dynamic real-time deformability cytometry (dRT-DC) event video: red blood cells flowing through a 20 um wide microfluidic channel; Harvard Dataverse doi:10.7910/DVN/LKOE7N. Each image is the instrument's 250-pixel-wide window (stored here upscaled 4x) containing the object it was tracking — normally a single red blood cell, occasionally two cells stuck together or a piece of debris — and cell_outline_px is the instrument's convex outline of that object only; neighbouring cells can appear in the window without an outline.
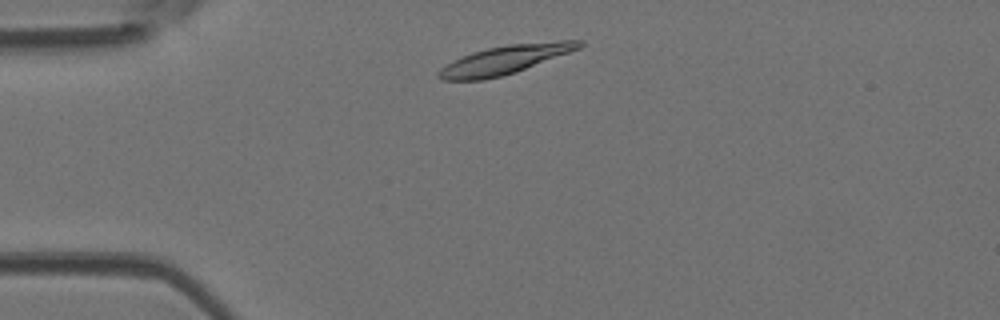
{"species": "Egyptian fruit bat (a non-hibernating species)", "species_latin": "Rousettus aegyptiacus", "temperature_condition": "room temperature", "stored_images_in_passage": 40, "camera_frame_rate_fps": 3000, "um_per_image_px": 0.085, "animal": {"sex": "female"}, "frame": {"image": 1, "passage_image": 2, "time_ms": 0.333, "image_size_px": [1000, 320], "cell_outline_px": [[584, 44], [580, 48], [516, 72], [504, 76], [484, 80], [444, 80], [436, 76], [436, 72], [440, 68], [452, 60], [472, 52], [488, 48], [508, 44], [560, 40], [584, 40]], "centroid_in_image_um": [42.9, 5.08], "position_along_channel_um": 42.1, "area_um2": 23.58}}
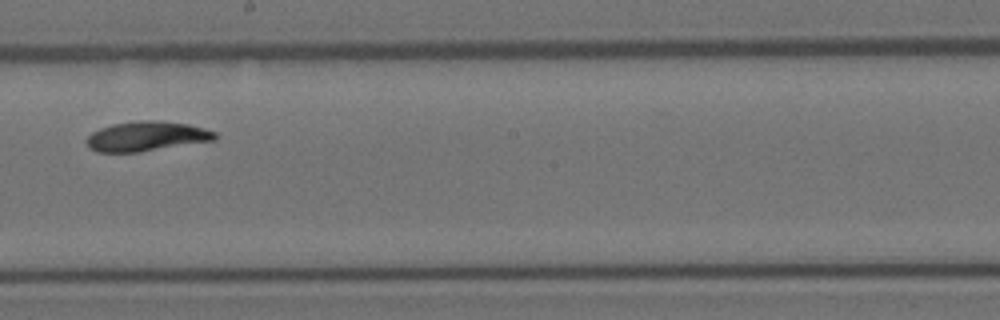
{"frame": {"image": 2, "passage_image": 18, "time_ms": 5.667, "image_size_px": [1000, 320], "cell_outline_px": [[216, 140], [136, 152], [96, 152], [88, 148], [84, 140], [92, 132], [100, 128], [112, 124], [140, 120], [152, 120], [188, 124], [204, 128], [216, 132]], "centroid_in_image_um": [12.41, 11.58], "position_along_channel_um": 235.8, "area_um2": 22.2}}
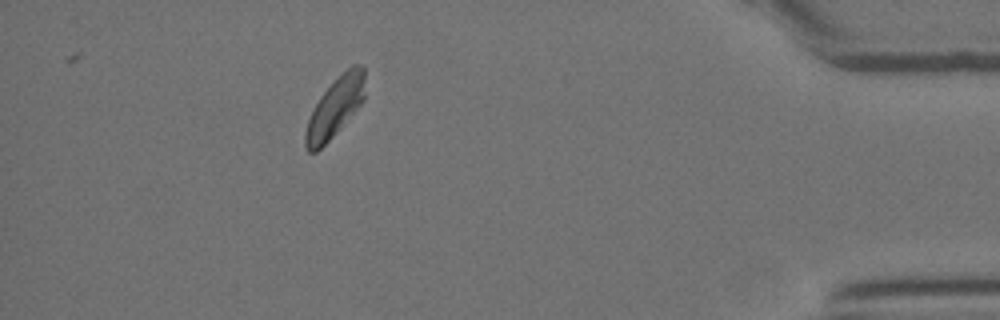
{"frame": {"image": 3, "passage_image": 34, "time_ms": 11.0, "image_size_px": [1000, 320], "cell_outline_px": [[364, 100], [336, 132], [316, 152], [308, 152], [304, 144], [304, 132], [308, 120], [320, 96], [352, 64], [360, 64], [364, 68]], "centroid_in_image_um": [28.47, 9.14], "position_along_channel_um": 406.7, "area_um2": 19.94}}